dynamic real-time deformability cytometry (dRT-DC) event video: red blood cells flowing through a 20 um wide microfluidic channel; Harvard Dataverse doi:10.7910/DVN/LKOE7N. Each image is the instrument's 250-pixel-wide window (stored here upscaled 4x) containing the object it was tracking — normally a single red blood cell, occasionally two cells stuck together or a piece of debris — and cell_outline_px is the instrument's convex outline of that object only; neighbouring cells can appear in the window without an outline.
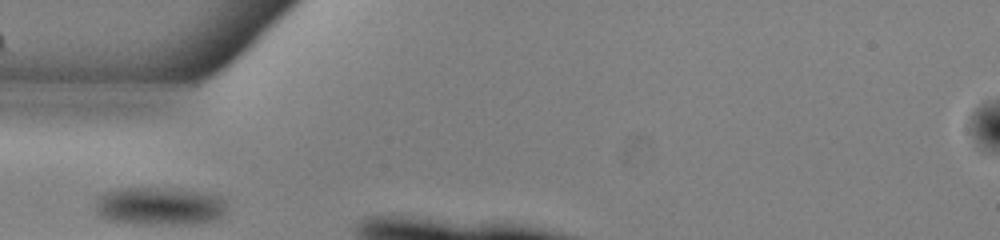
{"species": "common noctule bat (a hibernating species)", "species_latin": "Nyctalus noctula", "temperature_condition": "warm", "stored_images_in_passage": 7, "camera_frame_rate_fps": 3000, "um_per_image_px": 0.085, "animal": {"sex": "male", "body_mass_g": 13.0, "forearm_length_mm": 53.1}, "frame": {"image": 1, "passage_image": 1, "time_ms": 0.0, "image_size_px": [1000, 240], "cell_outline_px": [[228, 212], [224, 216], [216, 220], [192, 224], [132, 224], [108, 220], [100, 216], [96, 212], [96, 200], [104, 192], [124, 188], [172, 188], [220, 196], [228, 200]], "centroid_in_image_um": [13.63, 17.54], "position_along_channel_um": 71.4, "area_um2": 29.65}}